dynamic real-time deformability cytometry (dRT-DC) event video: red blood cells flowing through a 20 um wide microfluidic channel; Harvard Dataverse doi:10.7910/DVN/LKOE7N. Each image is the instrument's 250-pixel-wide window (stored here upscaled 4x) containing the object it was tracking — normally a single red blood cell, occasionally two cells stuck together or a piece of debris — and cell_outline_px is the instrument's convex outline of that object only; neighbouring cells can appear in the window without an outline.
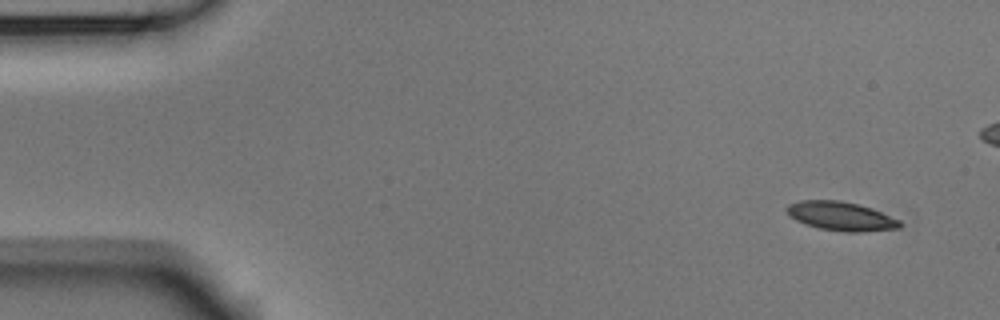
{"species": "Egyptian fruit bat (a non-hibernating species)", "species_latin": "Rousettus aegyptiacus", "temperature_condition": "room temperature", "stored_images_in_passage": 6, "camera_frame_rate_fps": 3000, "um_per_image_px": 0.085, "animal": {"sex": "male"}, "frame": {"image": 1, "passage_image": 2, "time_ms": 0.333, "image_size_px": [1000, 320], "cell_outline_px": [[904, 224], [900, 228], [864, 232], [844, 232], [820, 228], [796, 220], [788, 216], [784, 208], [788, 204], [800, 200], [840, 200], [872, 208], [900, 220]], "centroid_in_image_um": [71.49, 18.37], "position_along_channel_um": 13.5, "area_um2": 19.19}}